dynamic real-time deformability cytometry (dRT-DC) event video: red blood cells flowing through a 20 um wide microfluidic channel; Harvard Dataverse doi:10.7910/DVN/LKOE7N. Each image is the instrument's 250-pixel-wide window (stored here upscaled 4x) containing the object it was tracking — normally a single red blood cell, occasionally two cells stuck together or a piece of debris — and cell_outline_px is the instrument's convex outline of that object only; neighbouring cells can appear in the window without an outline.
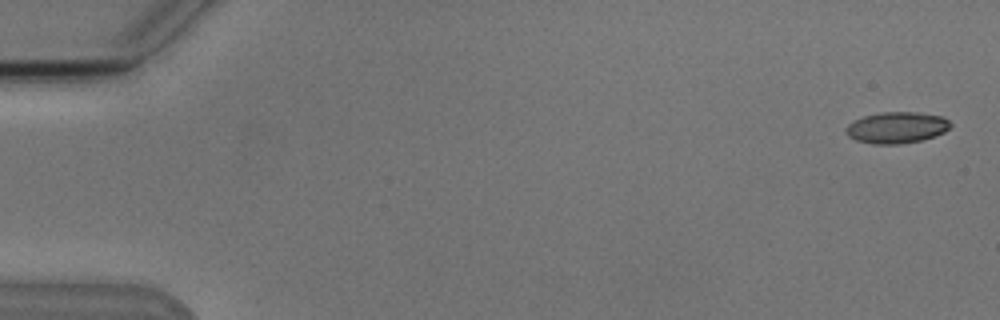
{"species": "Egyptian fruit bat (a non-hibernating species)", "species_latin": "Rousettus aegyptiacus", "temperature_condition": "cold", "stored_images_in_passage": 5, "camera_frame_rate_fps": 3000, "um_per_image_px": 0.085, "animal": {"sex": "male"}, "frame": {"image": 1, "passage_image": 1, "time_ms": 0.0, "image_size_px": [1000, 320], "cell_outline_px": [[952, 124], [944, 132], [920, 140], [896, 144], [872, 144], [856, 140], [848, 136], [844, 132], [844, 128], [848, 124], [864, 116], [880, 112], [916, 112], [940, 116], [948, 120]], "centroid_in_image_um": [76.16, 10.84], "position_along_channel_um": 8.8, "area_um2": 18.9}}